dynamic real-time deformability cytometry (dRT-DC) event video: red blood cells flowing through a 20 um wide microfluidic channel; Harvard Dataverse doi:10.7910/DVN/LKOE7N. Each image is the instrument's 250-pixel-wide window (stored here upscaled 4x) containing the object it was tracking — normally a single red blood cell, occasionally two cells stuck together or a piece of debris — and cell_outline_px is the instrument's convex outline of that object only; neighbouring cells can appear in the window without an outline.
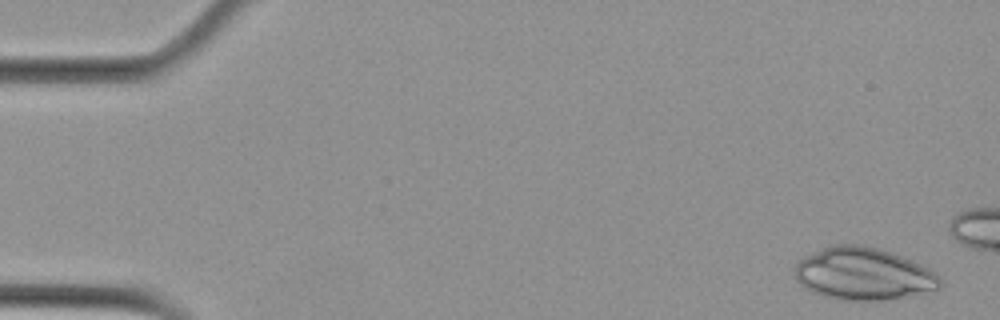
{"species": "Egyptian fruit bat (a non-hibernating species)", "species_latin": "Rousettus aegyptiacus", "temperature_condition": "cold", "stored_images_in_passage": 5, "camera_frame_rate_fps": 3000, "um_per_image_px": 0.085, "animal": {"sex": "female"}, "frame": {"image": 1, "passage_image": 1, "time_ms": 0.0, "image_size_px": [1000, 320], "cell_outline_px": [[944, 284], [940, 288], [884, 300], [840, 300], [824, 296], [812, 292], [800, 284], [796, 280], [792, 268], [804, 256], [832, 244], [860, 244], [892, 252], [912, 260], [928, 268], [940, 276]], "centroid_in_image_um": [73.35, 23.26], "position_along_channel_um": 11.6, "area_um2": 44.39}}